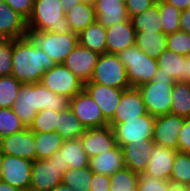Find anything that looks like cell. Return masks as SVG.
Returning a JSON list of instances; mask_svg holds the SVG:
<instances>
[{
	"mask_svg": "<svg viewBox=\"0 0 190 191\" xmlns=\"http://www.w3.org/2000/svg\"><path fill=\"white\" fill-rule=\"evenodd\" d=\"M69 107L86 129L108 125L101 108L84 89L69 99Z\"/></svg>",
	"mask_w": 190,
	"mask_h": 191,
	"instance_id": "obj_10",
	"label": "cell"
},
{
	"mask_svg": "<svg viewBox=\"0 0 190 191\" xmlns=\"http://www.w3.org/2000/svg\"><path fill=\"white\" fill-rule=\"evenodd\" d=\"M54 61L25 36L13 39L12 73L20 83H40L42 75Z\"/></svg>",
	"mask_w": 190,
	"mask_h": 191,
	"instance_id": "obj_2",
	"label": "cell"
},
{
	"mask_svg": "<svg viewBox=\"0 0 190 191\" xmlns=\"http://www.w3.org/2000/svg\"><path fill=\"white\" fill-rule=\"evenodd\" d=\"M40 83L55 94L71 99L84 89V83L63 64H55L45 71Z\"/></svg>",
	"mask_w": 190,
	"mask_h": 191,
	"instance_id": "obj_8",
	"label": "cell"
},
{
	"mask_svg": "<svg viewBox=\"0 0 190 191\" xmlns=\"http://www.w3.org/2000/svg\"><path fill=\"white\" fill-rule=\"evenodd\" d=\"M154 123L155 116L147 113L136 119L126 120L124 123L115 125L112 129L116 143L122 147L134 141L145 142V140L152 139Z\"/></svg>",
	"mask_w": 190,
	"mask_h": 191,
	"instance_id": "obj_9",
	"label": "cell"
},
{
	"mask_svg": "<svg viewBox=\"0 0 190 191\" xmlns=\"http://www.w3.org/2000/svg\"><path fill=\"white\" fill-rule=\"evenodd\" d=\"M167 35L163 32H136L135 45L151 58L157 59L166 49Z\"/></svg>",
	"mask_w": 190,
	"mask_h": 191,
	"instance_id": "obj_30",
	"label": "cell"
},
{
	"mask_svg": "<svg viewBox=\"0 0 190 191\" xmlns=\"http://www.w3.org/2000/svg\"><path fill=\"white\" fill-rule=\"evenodd\" d=\"M186 188H187V191H190V184H188V185L186 186Z\"/></svg>",
	"mask_w": 190,
	"mask_h": 191,
	"instance_id": "obj_57",
	"label": "cell"
},
{
	"mask_svg": "<svg viewBox=\"0 0 190 191\" xmlns=\"http://www.w3.org/2000/svg\"><path fill=\"white\" fill-rule=\"evenodd\" d=\"M54 162L62 169H81L89 166V157L82 148L79 138L65 140L61 148L52 157Z\"/></svg>",
	"mask_w": 190,
	"mask_h": 191,
	"instance_id": "obj_18",
	"label": "cell"
},
{
	"mask_svg": "<svg viewBox=\"0 0 190 191\" xmlns=\"http://www.w3.org/2000/svg\"><path fill=\"white\" fill-rule=\"evenodd\" d=\"M89 167L93 173L111 176L125 167L122 148L117 144L113 149L91 158Z\"/></svg>",
	"mask_w": 190,
	"mask_h": 191,
	"instance_id": "obj_25",
	"label": "cell"
},
{
	"mask_svg": "<svg viewBox=\"0 0 190 191\" xmlns=\"http://www.w3.org/2000/svg\"><path fill=\"white\" fill-rule=\"evenodd\" d=\"M90 191H110V176L92 173Z\"/></svg>",
	"mask_w": 190,
	"mask_h": 191,
	"instance_id": "obj_47",
	"label": "cell"
},
{
	"mask_svg": "<svg viewBox=\"0 0 190 191\" xmlns=\"http://www.w3.org/2000/svg\"><path fill=\"white\" fill-rule=\"evenodd\" d=\"M170 181L187 186L190 184V153L178 152L173 162Z\"/></svg>",
	"mask_w": 190,
	"mask_h": 191,
	"instance_id": "obj_37",
	"label": "cell"
},
{
	"mask_svg": "<svg viewBox=\"0 0 190 191\" xmlns=\"http://www.w3.org/2000/svg\"><path fill=\"white\" fill-rule=\"evenodd\" d=\"M185 118L175 114H164L155 117L153 142L178 151V136Z\"/></svg>",
	"mask_w": 190,
	"mask_h": 191,
	"instance_id": "obj_13",
	"label": "cell"
},
{
	"mask_svg": "<svg viewBox=\"0 0 190 191\" xmlns=\"http://www.w3.org/2000/svg\"><path fill=\"white\" fill-rule=\"evenodd\" d=\"M79 44L98 54L107 53L106 28L97 20L78 34Z\"/></svg>",
	"mask_w": 190,
	"mask_h": 191,
	"instance_id": "obj_28",
	"label": "cell"
},
{
	"mask_svg": "<svg viewBox=\"0 0 190 191\" xmlns=\"http://www.w3.org/2000/svg\"><path fill=\"white\" fill-rule=\"evenodd\" d=\"M58 112L44 109L39 111L28 127L34 133L56 132Z\"/></svg>",
	"mask_w": 190,
	"mask_h": 191,
	"instance_id": "obj_39",
	"label": "cell"
},
{
	"mask_svg": "<svg viewBox=\"0 0 190 191\" xmlns=\"http://www.w3.org/2000/svg\"><path fill=\"white\" fill-rule=\"evenodd\" d=\"M21 84L14 76H0V108H12Z\"/></svg>",
	"mask_w": 190,
	"mask_h": 191,
	"instance_id": "obj_38",
	"label": "cell"
},
{
	"mask_svg": "<svg viewBox=\"0 0 190 191\" xmlns=\"http://www.w3.org/2000/svg\"><path fill=\"white\" fill-rule=\"evenodd\" d=\"M94 10L96 20L104 28L112 27L129 19L125 2L119 0H96Z\"/></svg>",
	"mask_w": 190,
	"mask_h": 191,
	"instance_id": "obj_24",
	"label": "cell"
},
{
	"mask_svg": "<svg viewBox=\"0 0 190 191\" xmlns=\"http://www.w3.org/2000/svg\"><path fill=\"white\" fill-rule=\"evenodd\" d=\"M171 114L188 118L190 114V84L176 81L172 87Z\"/></svg>",
	"mask_w": 190,
	"mask_h": 191,
	"instance_id": "obj_32",
	"label": "cell"
},
{
	"mask_svg": "<svg viewBox=\"0 0 190 191\" xmlns=\"http://www.w3.org/2000/svg\"><path fill=\"white\" fill-rule=\"evenodd\" d=\"M167 191H187V188L184 185L170 182V185Z\"/></svg>",
	"mask_w": 190,
	"mask_h": 191,
	"instance_id": "obj_53",
	"label": "cell"
},
{
	"mask_svg": "<svg viewBox=\"0 0 190 191\" xmlns=\"http://www.w3.org/2000/svg\"><path fill=\"white\" fill-rule=\"evenodd\" d=\"M27 36L40 47L55 64H62L72 50L79 44L78 35L66 32L56 34L50 31L39 32L28 30Z\"/></svg>",
	"mask_w": 190,
	"mask_h": 191,
	"instance_id": "obj_6",
	"label": "cell"
},
{
	"mask_svg": "<svg viewBox=\"0 0 190 191\" xmlns=\"http://www.w3.org/2000/svg\"><path fill=\"white\" fill-rule=\"evenodd\" d=\"M32 162L25 158L3 154L0 180L22 191H30Z\"/></svg>",
	"mask_w": 190,
	"mask_h": 191,
	"instance_id": "obj_11",
	"label": "cell"
},
{
	"mask_svg": "<svg viewBox=\"0 0 190 191\" xmlns=\"http://www.w3.org/2000/svg\"><path fill=\"white\" fill-rule=\"evenodd\" d=\"M27 21L5 3L0 4V39L27 36Z\"/></svg>",
	"mask_w": 190,
	"mask_h": 191,
	"instance_id": "obj_23",
	"label": "cell"
},
{
	"mask_svg": "<svg viewBox=\"0 0 190 191\" xmlns=\"http://www.w3.org/2000/svg\"><path fill=\"white\" fill-rule=\"evenodd\" d=\"M27 30L50 31L56 34L70 32L67 18L60 0H34Z\"/></svg>",
	"mask_w": 190,
	"mask_h": 191,
	"instance_id": "obj_3",
	"label": "cell"
},
{
	"mask_svg": "<svg viewBox=\"0 0 190 191\" xmlns=\"http://www.w3.org/2000/svg\"><path fill=\"white\" fill-rule=\"evenodd\" d=\"M180 31L190 34V8L181 11L180 15Z\"/></svg>",
	"mask_w": 190,
	"mask_h": 191,
	"instance_id": "obj_48",
	"label": "cell"
},
{
	"mask_svg": "<svg viewBox=\"0 0 190 191\" xmlns=\"http://www.w3.org/2000/svg\"><path fill=\"white\" fill-rule=\"evenodd\" d=\"M136 32L131 19L106 28L107 53L118 54L135 45Z\"/></svg>",
	"mask_w": 190,
	"mask_h": 191,
	"instance_id": "obj_21",
	"label": "cell"
},
{
	"mask_svg": "<svg viewBox=\"0 0 190 191\" xmlns=\"http://www.w3.org/2000/svg\"><path fill=\"white\" fill-rule=\"evenodd\" d=\"M62 183V169L53 158L32 162L30 191H51Z\"/></svg>",
	"mask_w": 190,
	"mask_h": 191,
	"instance_id": "obj_12",
	"label": "cell"
},
{
	"mask_svg": "<svg viewBox=\"0 0 190 191\" xmlns=\"http://www.w3.org/2000/svg\"><path fill=\"white\" fill-rule=\"evenodd\" d=\"M178 152L190 153V119L185 118L178 136Z\"/></svg>",
	"mask_w": 190,
	"mask_h": 191,
	"instance_id": "obj_46",
	"label": "cell"
},
{
	"mask_svg": "<svg viewBox=\"0 0 190 191\" xmlns=\"http://www.w3.org/2000/svg\"><path fill=\"white\" fill-rule=\"evenodd\" d=\"M51 191H74V190L70 186L60 183L55 188H53Z\"/></svg>",
	"mask_w": 190,
	"mask_h": 191,
	"instance_id": "obj_54",
	"label": "cell"
},
{
	"mask_svg": "<svg viewBox=\"0 0 190 191\" xmlns=\"http://www.w3.org/2000/svg\"><path fill=\"white\" fill-rule=\"evenodd\" d=\"M65 16L71 32L77 35L96 21L94 5L88 4L84 1L71 8L65 13Z\"/></svg>",
	"mask_w": 190,
	"mask_h": 191,
	"instance_id": "obj_26",
	"label": "cell"
},
{
	"mask_svg": "<svg viewBox=\"0 0 190 191\" xmlns=\"http://www.w3.org/2000/svg\"><path fill=\"white\" fill-rule=\"evenodd\" d=\"M0 191H22V190L16 187H13L7 184L6 182L0 180Z\"/></svg>",
	"mask_w": 190,
	"mask_h": 191,
	"instance_id": "obj_52",
	"label": "cell"
},
{
	"mask_svg": "<svg viewBox=\"0 0 190 191\" xmlns=\"http://www.w3.org/2000/svg\"><path fill=\"white\" fill-rule=\"evenodd\" d=\"M176 153L177 151L174 149L154 144L151 150L150 161L144 172L139 175H150L170 181Z\"/></svg>",
	"mask_w": 190,
	"mask_h": 191,
	"instance_id": "obj_20",
	"label": "cell"
},
{
	"mask_svg": "<svg viewBox=\"0 0 190 191\" xmlns=\"http://www.w3.org/2000/svg\"><path fill=\"white\" fill-rule=\"evenodd\" d=\"M13 39H0V76L12 73Z\"/></svg>",
	"mask_w": 190,
	"mask_h": 191,
	"instance_id": "obj_42",
	"label": "cell"
},
{
	"mask_svg": "<svg viewBox=\"0 0 190 191\" xmlns=\"http://www.w3.org/2000/svg\"><path fill=\"white\" fill-rule=\"evenodd\" d=\"M170 5L177 7L180 11L190 8V0H162Z\"/></svg>",
	"mask_w": 190,
	"mask_h": 191,
	"instance_id": "obj_49",
	"label": "cell"
},
{
	"mask_svg": "<svg viewBox=\"0 0 190 191\" xmlns=\"http://www.w3.org/2000/svg\"><path fill=\"white\" fill-rule=\"evenodd\" d=\"M145 114L147 111L140 92L137 88L131 87L122 92L120 102L108 125L113 128L119 123L136 119Z\"/></svg>",
	"mask_w": 190,
	"mask_h": 191,
	"instance_id": "obj_15",
	"label": "cell"
},
{
	"mask_svg": "<svg viewBox=\"0 0 190 191\" xmlns=\"http://www.w3.org/2000/svg\"><path fill=\"white\" fill-rule=\"evenodd\" d=\"M55 127L56 132L64 140L80 138L86 130L69 106L58 112V121Z\"/></svg>",
	"mask_w": 190,
	"mask_h": 191,
	"instance_id": "obj_29",
	"label": "cell"
},
{
	"mask_svg": "<svg viewBox=\"0 0 190 191\" xmlns=\"http://www.w3.org/2000/svg\"><path fill=\"white\" fill-rule=\"evenodd\" d=\"M154 142L152 139L145 142H132L122 146L124 165L133 172L141 174L150 161V155Z\"/></svg>",
	"mask_w": 190,
	"mask_h": 191,
	"instance_id": "obj_22",
	"label": "cell"
},
{
	"mask_svg": "<svg viewBox=\"0 0 190 191\" xmlns=\"http://www.w3.org/2000/svg\"><path fill=\"white\" fill-rule=\"evenodd\" d=\"M176 81L164 73H156L151 82L137 87L147 113L160 116L171 113L172 87Z\"/></svg>",
	"mask_w": 190,
	"mask_h": 191,
	"instance_id": "obj_4",
	"label": "cell"
},
{
	"mask_svg": "<svg viewBox=\"0 0 190 191\" xmlns=\"http://www.w3.org/2000/svg\"><path fill=\"white\" fill-rule=\"evenodd\" d=\"M157 0H126V10L128 17H132L141 14L146 9L151 8L156 4Z\"/></svg>",
	"mask_w": 190,
	"mask_h": 191,
	"instance_id": "obj_45",
	"label": "cell"
},
{
	"mask_svg": "<svg viewBox=\"0 0 190 191\" xmlns=\"http://www.w3.org/2000/svg\"><path fill=\"white\" fill-rule=\"evenodd\" d=\"M68 106L69 98L65 95L55 94L41 83H25L21 84L12 109L28 128L39 111L49 109L59 112Z\"/></svg>",
	"mask_w": 190,
	"mask_h": 191,
	"instance_id": "obj_1",
	"label": "cell"
},
{
	"mask_svg": "<svg viewBox=\"0 0 190 191\" xmlns=\"http://www.w3.org/2000/svg\"><path fill=\"white\" fill-rule=\"evenodd\" d=\"M36 159L44 160L52 157L65 141L57 132L34 133Z\"/></svg>",
	"mask_w": 190,
	"mask_h": 191,
	"instance_id": "obj_31",
	"label": "cell"
},
{
	"mask_svg": "<svg viewBox=\"0 0 190 191\" xmlns=\"http://www.w3.org/2000/svg\"><path fill=\"white\" fill-rule=\"evenodd\" d=\"M92 173L89 166L81 169H67L62 174V183L70 186L74 191H90Z\"/></svg>",
	"mask_w": 190,
	"mask_h": 191,
	"instance_id": "obj_34",
	"label": "cell"
},
{
	"mask_svg": "<svg viewBox=\"0 0 190 191\" xmlns=\"http://www.w3.org/2000/svg\"><path fill=\"white\" fill-rule=\"evenodd\" d=\"M15 12L21 15L26 21L31 17L34 0H3Z\"/></svg>",
	"mask_w": 190,
	"mask_h": 191,
	"instance_id": "obj_44",
	"label": "cell"
},
{
	"mask_svg": "<svg viewBox=\"0 0 190 191\" xmlns=\"http://www.w3.org/2000/svg\"><path fill=\"white\" fill-rule=\"evenodd\" d=\"M158 8L160 13L163 33L166 35L180 31V15L181 11L162 0H158Z\"/></svg>",
	"mask_w": 190,
	"mask_h": 191,
	"instance_id": "obj_35",
	"label": "cell"
},
{
	"mask_svg": "<svg viewBox=\"0 0 190 191\" xmlns=\"http://www.w3.org/2000/svg\"><path fill=\"white\" fill-rule=\"evenodd\" d=\"M139 174L127 167L110 176V191H137Z\"/></svg>",
	"mask_w": 190,
	"mask_h": 191,
	"instance_id": "obj_36",
	"label": "cell"
},
{
	"mask_svg": "<svg viewBox=\"0 0 190 191\" xmlns=\"http://www.w3.org/2000/svg\"><path fill=\"white\" fill-rule=\"evenodd\" d=\"M0 152L5 155L25 158L31 161L36 160L34 132L29 128H25L1 138Z\"/></svg>",
	"mask_w": 190,
	"mask_h": 191,
	"instance_id": "obj_14",
	"label": "cell"
},
{
	"mask_svg": "<svg viewBox=\"0 0 190 191\" xmlns=\"http://www.w3.org/2000/svg\"><path fill=\"white\" fill-rule=\"evenodd\" d=\"M166 49L183 56L190 55V34L177 31L167 35Z\"/></svg>",
	"mask_w": 190,
	"mask_h": 191,
	"instance_id": "obj_41",
	"label": "cell"
},
{
	"mask_svg": "<svg viewBox=\"0 0 190 191\" xmlns=\"http://www.w3.org/2000/svg\"><path fill=\"white\" fill-rule=\"evenodd\" d=\"M127 71L130 87L151 82L158 69L157 60L145 54L138 46L126 48L117 54Z\"/></svg>",
	"mask_w": 190,
	"mask_h": 191,
	"instance_id": "obj_5",
	"label": "cell"
},
{
	"mask_svg": "<svg viewBox=\"0 0 190 191\" xmlns=\"http://www.w3.org/2000/svg\"><path fill=\"white\" fill-rule=\"evenodd\" d=\"M25 128L12 108H0V139Z\"/></svg>",
	"mask_w": 190,
	"mask_h": 191,
	"instance_id": "obj_40",
	"label": "cell"
},
{
	"mask_svg": "<svg viewBox=\"0 0 190 191\" xmlns=\"http://www.w3.org/2000/svg\"><path fill=\"white\" fill-rule=\"evenodd\" d=\"M185 81L190 84V55L185 57Z\"/></svg>",
	"mask_w": 190,
	"mask_h": 191,
	"instance_id": "obj_51",
	"label": "cell"
},
{
	"mask_svg": "<svg viewBox=\"0 0 190 191\" xmlns=\"http://www.w3.org/2000/svg\"><path fill=\"white\" fill-rule=\"evenodd\" d=\"M99 56L100 54L78 44L62 64L85 84L90 81Z\"/></svg>",
	"mask_w": 190,
	"mask_h": 191,
	"instance_id": "obj_16",
	"label": "cell"
},
{
	"mask_svg": "<svg viewBox=\"0 0 190 191\" xmlns=\"http://www.w3.org/2000/svg\"><path fill=\"white\" fill-rule=\"evenodd\" d=\"M185 57L165 49L156 59L158 69L156 73H164L175 81H185Z\"/></svg>",
	"mask_w": 190,
	"mask_h": 191,
	"instance_id": "obj_27",
	"label": "cell"
},
{
	"mask_svg": "<svg viewBox=\"0 0 190 191\" xmlns=\"http://www.w3.org/2000/svg\"><path fill=\"white\" fill-rule=\"evenodd\" d=\"M135 32H163L158 0L154 6L131 18Z\"/></svg>",
	"mask_w": 190,
	"mask_h": 191,
	"instance_id": "obj_33",
	"label": "cell"
},
{
	"mask_svg": "<svg viewBox=\"0 0 190 191\" xmlns=\"http://www.w3.org/2000/svg\"><path fill=\"white\" fill-rule=\"evenodd\" d=\"M88 4L94 5L96 0H82Z\"/></svg>",
	"mask_w": 190,
	"mask_h": 191,
	"instance_id": "obj_56",
	"label": "cell"
},
{
	"mask_svg": "<svg viewBox=\"0 0 190 191\" xmlns=\"http://www.w3.org/2000/svg\"><path fill=\"white\" fill-rule=\"evenodd\" d=\"M89 82L123 90L131 88L126 68L117 54H100Z\"/></svg>",
	"mask_w": 190,
	"mask_h": 191,
	"instance_id": "obj_7",
	"label": "cell"
},
{
	"mask_svg": "<svg viewBox=\"0 0 190 191\" xmlns=\"http://www.w3.org/2000/svg\"><path fill=\"white\" fill-rule=\"evenodd\" d=\"M170 182L150 175H139L137 191H167Z\"/></svg>",
	"mask_w": 190,
	"mask_h": 191,
	"instance_id": "obj_43",
	"label": "cell"
},
{
	"mask_svg": "<svg viewBox=\"0 0 190 191\" xmlns=\"http://www.w3.org/2000/svg\"><path fill=\"white\" fill-rule=\"evenodd\" d=\"M2 162H3V154L0 152V178L2 175Z\"/></svg>",
	"mask_w": 190,
	"mask_h": 191,
	"instance_id": "obj_55",
	"label": "cell"
},
{
	"mask_svg": "<svg viewBox=\"0 0 190 191\" xmlns=\"http://www.w3.org/2000/svg\"><path fill=\"white\" fill-rule=\"evenodd\" d=\"M79 139L89 159L109 151L117 145L113 129L109 125L86 129Z\"/></svg>",
	"mask_w": 190,
	"mask_h": 191,
	"instance_id": "obj_17",
	"label": "cell"
},
{
	"mask_svg": "<svg viewBox=\"0 0 190 191\" xmlns=\"http://www.w3.org/2000/svg\"><path fill=\"white\" fill-rule=\"evenodd\" d=\"M61 5L64 9V12H68L71 8L76 6L78 3L82 2V0H60Z\"/></svg>",
	"mask_w": 190,
	"mask_h": 191,
	"instance_id": "obj_50",
	"label": "cell"
},
{
	"mask_svg": "<svg viewBox=\"0 0 190 191\" xmlns=\"http://www.w3.org/2000/svg\"><path fill=\"white\" fill-rule=\"evenodd\" d=\"M84 90L101 108L104 119L109 122L120 102L123 89L108 87L94 82H86Z\"/></svg>",
	"mask_w": 190,
	"mask_h": 191,
	"instance_id": "obj_19",
	"label": "cell"
}]
</instances>
